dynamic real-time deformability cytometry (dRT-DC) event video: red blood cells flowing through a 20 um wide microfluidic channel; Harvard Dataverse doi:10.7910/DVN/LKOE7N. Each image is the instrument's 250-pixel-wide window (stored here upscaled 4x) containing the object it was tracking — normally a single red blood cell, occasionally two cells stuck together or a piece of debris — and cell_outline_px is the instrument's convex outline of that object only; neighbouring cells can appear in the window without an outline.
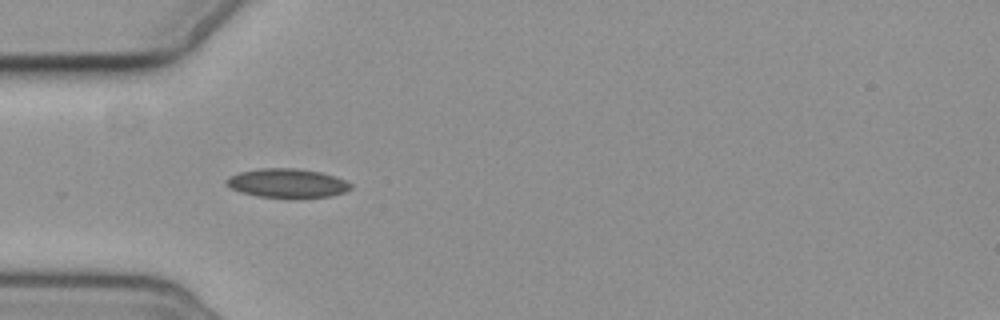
{"species": "common noctule bat (a hibernating species)", "species_latin": "Nyctalus noctula", "temperature_condition": "cold", "stored_images_in_passage": 8, "camera_frame_rate_fps": 3000, "um_per_image_px": 0.085, "animal": {"sex": "female", "body_mass_g": 19.3, "forearm_length_mm": 54.1}, "frame": {"image": 1, "passage_image": 4, "time_ms": 3.333, "image_size_px": [1000, 320], "cell_outline_px": [[352, 188], [344, 192], [332, 196], [296, 200], [256, 196], [240, 192], [224, 184], [224, 180], [228, 176], [240, 172], [260, 168], [296, 168], [320, 172], [336, 176], [352, 184]], "centroid_in_image_um": [24.41, 15.6], "position_along_channel_um": 60.6, "area_um2": 21.79}}
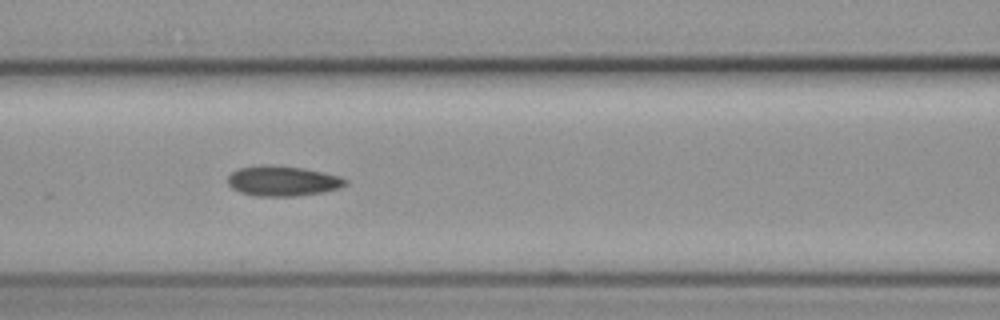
{"frame": {"image": 2, "passage_image": 6, "time_ms": 5.667, "image_size_px": [1000, 320], "cell_outline_px": [[348, 184], [340, 188], [324, 192], [296, 196], [256, 196], [240, 192], [232, 188], [228, 184], [228, 176], [232, 172], [240, 168], [260, 164], [264, 164], [304, 168], [340, 176], [348, 180]], "centroid_in_image_um": [24.04, 15.38], "position_along_channel_um": 142.6, "area_um2": 20.81}}
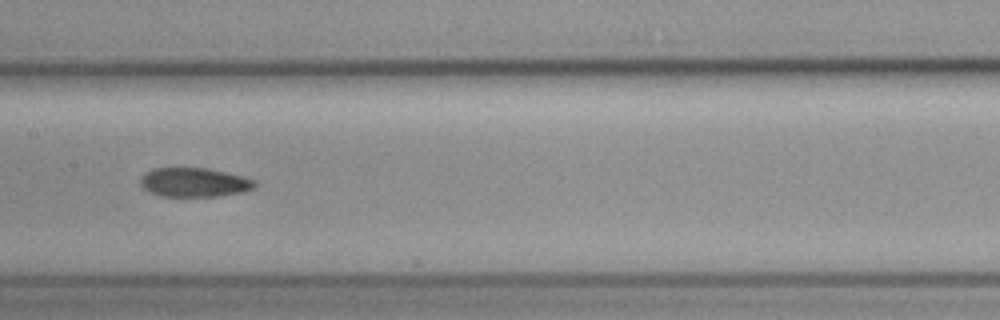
{"frame": {"image": 3, "passage_image": 7, "time_ms": 7.0, "image_size_px": [1000, 320], "cell_outline_px": [[256, 188], [244, 192], [216, 196], [160, 196], [148, 192], [140, 184], [140, 180], [144, 172], [152, 168], [208, 168], [244, 176], [256, 180]], "centroid_in_image_um": [16.52, 15.49], "position_along_channel_um": 190.9, "area_um2": 19.65}}